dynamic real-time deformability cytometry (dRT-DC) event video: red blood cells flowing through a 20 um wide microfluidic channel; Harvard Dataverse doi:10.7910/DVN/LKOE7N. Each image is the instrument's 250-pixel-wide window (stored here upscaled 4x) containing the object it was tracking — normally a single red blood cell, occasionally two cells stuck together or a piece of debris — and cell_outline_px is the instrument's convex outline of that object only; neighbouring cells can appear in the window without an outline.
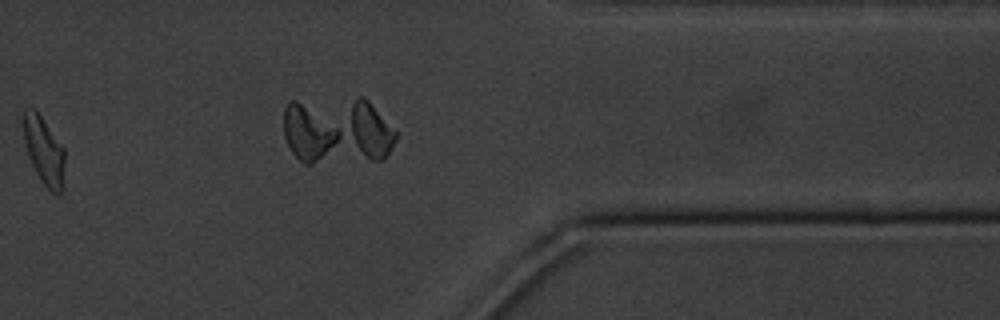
{"species": "common noctule bat (a hibernating species)", "species_latin": "Nyctalus noctula", "temperature_condition": "cold", "stored_images_in_passage": 14, "camera_frame_rate_fps": 3000, "um_per_image_px": 0.085, "animal": {"sex": "male", "body_mass_g": 20.1, "forearm_length_mm": 53.5}, "frame": {"image": 1, "passage_image": 12, "time_ms": 12.667, "image_size_px": [1000, 320], "cell_outline_px": [[64, 188], [60, 196], [56, 196], [40, 180], [28, 156], [24, 140], [24, 112], [32, 108], [36, 108], [64, 148]], "centroid_in_image_um": [3.78, 12.87], "position_along_channel_um": 407.6, "area_um2": 16.42}, "authors_computed_cell_mechanics": {"area_um2": 15.2303, "velocity_mm_per_s": 3.4019, "shape_relaxation_time_tau1_ms": 1.7847, "shape_relaxation_time_tau2_ms": null, "deformation_change_tau1": 0.0632, "deformation_change_tau2": null}}